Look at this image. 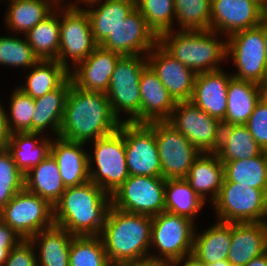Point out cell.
<instances>
[{
  "mask_svg": "<svg viewBox=\"0 0 267 266\" xmlns=\"http://www.w3.org/2000/svg\"><path fill=\"white\" fill-rule=\"evenodd\" d=\"M120 124L106 93L85 91L72 83L58 137L87 144L114 133Z\"/></svg>",
  "mask_w": 267,
  "mask_h": 266,
  "instance_id": "1",
  "label": "cell"
},
{
  "mask_svg": "<svg viewBox=\"0 0 267 266\" xmlns=\"http://www.w3.org/2000/svg\"><path fill=\"white\" fill-rule=\"evenodd\" d=\"M111 206V195L89 180L65 189L54 205V223L74 236L100 235Z\"/></svg>",
  "mask_w": 267,
  "mask_h": 266,
  "instance_id": "2",
  "label": "cell"
},
{
  "mask_svg": "<svg viewBox=\"0 0 267 266\" xmlns=\"http://www.w3.org/2000/svg\"><path fill=\"white\" fill-rule=\"evenodd\" d=\"M152 216L133 214L111 206L100 237L111 262L148 258Z\"/></svg>",
  "mask_w": 267,
  "mask_h": 266,
  "instance_id": "3",
  "label": "cell"
},
{
  "mask_svg": "<svg viewBox=\"0 0 267 266\" xmlns=\"http://www.w3.org/2000/svg\"><path fill=\"white\" fill-rule=\"evenodd\" d=\"M213 30H173L158 37V43L196 74L221 70L227 60V38ZM218 38V39H217Z\"/></svg>",
  "mask_w": 267,
  "mask_h": 266,
  "instance_id": "4",
  "label": "cell"
},
{
  "mask_svg": "<svg viewBox=\"0 0 267 266\" xmlns=\"http://www.w3.org/2000/svg\"><path fill=\"white\" fill-rule=\"evenodd\" d=\"M146 56H121L111 75L106 92L111 110L120 122L141 123L140 77L147 67ZM129 117L121 121V113Z\"/></svg>",
  "mask_w": 267,
  "mask_h": 266,
  "instance_id": "5",
  "label": "cell"
},
{
  "mask_svg": "<svg viewBox=\"0 0 267 266\" xmlns=\"http://www.w3.org/2000/svg\"><path fill=\"white\" fill-rule=\"evenodd\" d=\"M92 143L94 151L92 154L88 153L90 181L112 195L129 177L124 122H121L119 129L114 133L98 138Z\"/></svg>",
  "mask_w": 267,
  "mask_h": 266,
  "instance_id": "6",
  "label": "cell"
},
{
  "mask_svg": "<svg viewBox=\"0 0 267 266\" xmlns=\"http://www.w3.org/2000/svg\"><path fill=\"white\" fill-rule=\"evenodd\" d=\"M65 4H59L60 46L57 62L70 72L99 45L94 40L86 10L82 6ZM69 60L74 66H70Z\"/></svg>",
  "mask_w": 267,
  "mask_h": 266,
  "instance_id": "7",
  "label": "cell"
},
{
  "mask_svg": "<svg viewBox=\"0 0 267 266\" xmlns=\"http://www.w3.org/2000/svg\"><path fill=\"white\" fill-rule=\"evenodd\" d=\"M195 222L187 217L164 211L152 217L150 253L154 261H178L192 254ZM153 246V248H152Z\"/></svg>",
  "mask_w": 267,
  "mask_h": 266,
  "instance_id": "8",
  "label": "cell"
},
{
  "mask_svg": "<svg viewBox=\"0 0 267 266\" xmlns=\"http://www.w3.org/2000/svg\"><path fill=\"white\" fill-rule=\"evenodd\" d=\"M216 219L229 223L267 222V193L235 182H223L211 203Z\"/></svg>",
  "mask_w": 267,
  "mask_h": 266,
  "instance_id": "9",
  "label": "cell"
},
{
  "mask_svg": "<svg viewBox=\"0 0 267 266\" xmlns=\"http://www.w3.org/2000/svg\"><path fill=\"white\" fill-rule=\"evenodd\" d=\"M0 219L23 240L55 225L54 207L25 188L0 210Z\"/></svg>",
  "mask_w": 267,
  "mask_h": 266,
  "instance_id": "10",
  "label": "cell"
},
{
  "mask_svg": "<svg viewBox=\"0 0 267 266\" xmlns=\"http://www.w3.org/2000/svg\"><path fill=\"white\" fill-rule=\"evenodd\" d=\"M266 44L259 26L233 33L227 37V59H233L236 73L232 76L267 88Z\"/></svg>",
  "mask_w": 267,
  "mask_h": 266,
  "instance_id": "11",
  "label": "cell"
},
{
  "mask_svg": "<svg viewBox=\"0 0 267 266\" xmlns=\"http://www.w3.org/2000/svg\"><path fill=\"white\" fill-rule=\"evenodd\" d=\"M162 177L131 176L111 195L112 207L133 214L155 216L165 211Z\"/></svg>",
  "mask_w": 267,
  "mask_h": 266,
  "instance_id": "12",
  "label": "cell"
},
{
  "mask_svg": "<svg viewBox=\"0 0 267 266\" xmlns=\"http://www.w3.org/2000/svg\"><path fill=\"white\" fill-rule=\"evenodd\" d=\"M163 179L185 178L201 152L167 120L154 121Z\"/></svg>",
  "mask_w": 267,
  "mask_h": 266,
  "instance_id": "13",
  "label": "cell"
},
{
  "mask_svg": "<svg viewBox=\"0 0 267 266\" xmlns=\"http://www.w3.org/2000/svg\"><path fill=\"white\" fill-rule=\"evenodd\" d=\"M201 153H215L219 143L222 122L210 117L191 101L176 102L167 120Z\"/></svg>",
  "mask_w": 267,
  "mask_h": 266,
  "instance_id": "14",
  "label": "cell"
},
{
  "mask_svg": "<svg viewBox=\"0 0 267 266\" xmlns=\"http://www.w3.org/2000/svg\"><path fill=\"white\" fill-rule=\"evenodd\" d=\"M124 144L129 175L162 177V167L154 135V121L149 123L124 122Z\"/></svg>",
  "mask_w": 267,
  "mask_h": 266,
  "instance_id": "15",
  "label": "cell"
},
{
  "mask_svg": "<svg viewBox=\"0 0 267 266\" xmlns=\"http://www.w3.org/2000/svg\"><path fill=\"white\" fill-rule=\"evenodd\" d=\"M157 43V35L135 7L99 46L121 56H146Z\"/></svg>",
  "mask_w": 267,
  "mask_h": 266,
  "instance_id": "16",
  "label": "cell"
},
{
  "mask_svg": "<svg viewBox=\"0 0 267 266\" xmlns=\"http://www.w3.org/2000/svg\"><path fill=\"white\" fill-rule=\"evenodd\" d=\"M147 65L159 77L175 102L190 101L196 73L170 55L159 43L146 55Z\"/></svg>",
  "mask_w": 267,
  "mask_h": 266,
  "instance_id": "17",
  "label": "cell"
},
{
  "mask_svg": "<svg viewBox=\"0 0 267 266\" xmlns=\"http://www.w3.org/2000/svg\"><path fill=\"white\" fill-rule=\"evenodd\" d=\"M266 10L257 0H211L210 30L225 34L259 25Z\"/></svg>",
  "mask_w": 267,
  "mask_h": 266,
  "instance_id": "18",
  "label": "cell"
},
{
  "mask_svg": "<svg viewBox=\"0 0 267 266\" xmlns=\"http://www.w3.org/2000/svg\"><path fill=\"white\" fill-rule=\"evenodd\" d=\"M120 54L98 46L84 61L69 72L72 83L85 91L106 93Z\"/></svg>",
  "mask_w": 267,
  "mask_h": 266,
  "instance_id": "19",
  "label": "cell"
},
{
  "mask_svg": "<svg viewBox=\"0 0 267 266\" xmlns=\"http://www.w3.org/2000/svg\"><path fill=\"white\" fill-rule=\"evenodd\" d=\"M232 74L223 69L198 73L195 78L191 102L210 117L224 121L227 110V91Z\"/></svg>",
  "mask_w": 267,
  "mask_h": 266,
  "instance_id": "20",
  "label": "cell"
},
{
  "mask_svg": "<svg viewBox=\"0 0 267 266\" xmlns=\"http://www.w3.org/2000/svg\"><path fill=\"white\" fill-rule=\"evenodd\" d=\"M85 143L54 137L50 154L55 159L66 188L82 185L90 180L88 153Z\"/></svg>",
  "mask_w": 267,
  "mask_h": 266,
  "instance_id": "21",
  "label": "cell"
},
{
  "mask_svg": "<svg viewBox=\"0 0 267 266\" xmlns=\"http://www.w3.org/2000/svg\"><path fill=\"white\" fill-rule=\"evenodd\" d=\"M267 250V222L231 223V266H245Z\"/></svg>",
  "mask_w": 267,
  "mask_h": 266,
  "instance_id": "22",
  "label": "cell"
},
{
  "mask_svg": "<svg viewBox=\"0 0 267 266\" xmlns=\"http://www.w3.org/2000/svg\"><path fill=\"white\" fill-rule=\"evenodd\" d=\"M139 88L141 123L168 120L176 102L149 66L142 71Z\"/></svg>",
  "mask_w": 267,
  "mask_h": 266,
  "instance_id": "23",
  "label": "cell"
},
{
  "mask_svg": "<svg viewBox=\"0 0 267 266\" xmlns=\"http://www.w3.org/2000/svg\"><path fill=\"white\" fill-rule=\"evenodd\" d=\"M267 92V88L248 80L232 77L227 91V110L223 125H245L256 103Z\"/></svg>",
  "mask_w": 267,
  "mask_h": 266,
  "instance_id": "24",
  "label": "cell"
},
{
  "mask_svg": "<svg viewBox=\"0 0 267 266\" xmlns=\"http://www.w3.org/2000/svg\"><path fill=\"white\" fill-rule=\"evenodd\" d=\"M86 6L94 40L100 45L125 20L136 3L133 0H98Z\"/></svg>",
  "mask_w": 267,
  "mask_h": 266,
  "instance_id": "25",
  "label": "cell"
},
{
  "mask_svg": "<svg viewBox=\"0 0 267 266\" xmlns=\"http://www.w3.org/2000/svg\"><path fill=\"white\" fill-rule=\"evenodd\" d=\"M185 179L204 202L211 193L209 196L211 199L208 200H211L212 203L216 199L224 180L223 163L216 153H201L192 164Z\"/></svg>",
  "mask_w": 267,
  "mask_h": 266,
  "instance_id": "26",
  "label": "cell"
},
{
  "mask_svg": "<svg viewBox=\"0 0 267 266\" xmlns=\"http://www.w3.org/2000/svg\"><path fill=\"white\" fill-rule=\"evenodd\" d=\"M8 8L4 20L7 29L13 35L26 34L38 23L48 17L61 0H8Z\"/></svg>",
  "mask_w": 267,
  "mask_h": 266,
  "instance_id": "27",
  "label": "cell"
},
{
  "mask_svg": "<svg viewBox=\"0 0 267 266\" xmlns=\"http://www.w3.org/2000/svg\"><path fill=\"white\" fill-rule=\"evenodd\" d=\"M71 84L72 80L69 77L56 90L35 99L32 132L43 134L50 129L52 134L58 137Z\"/></svg>",
  "mask_w": 267,
  "mask_h": 266,
  "instance_id": "28",
  "label": "cell"
},
{
  "mask_svg": "<svg viewBox=\"0 0 267 266\" xmlns=\"http://www.w3.org/2000/svg\"><path fill=\"white\" fill-rule=\"evenodd\" d=\"M52 139L41 133L16 132L10 134L6 149L25 175L50 154Z\"/></svg>",
  "mask_w": 267,
  "mask_h": 266,
  "instance_id": "29",
  "label": "cell"
},
{
  "mask_svg": "<svg viewBox=\"0 0 267 266\" xmlns=\"http://www.w3.org/2000/svg\"><path fill=\"white\" fill-rule=\"evenodd\" d=\"M74 235L59 226H52L29 240L39 249L37 266H69V252Z\"/></svg>",
  "mask_w": 267,
  "mask_h": 266,
  "instance_id": "30",
  "label": "cell"
},
{
  "mask_svg": "<svg viewBox=\"0 0 267 266\" xmlns=\"http://www.w3.org/2000/svg\"><path fill=\"white\" fill-rule=\"evenodd\" d=\"M24 188L53 207L65 191L59 167L51 154L24 175Z\"/></svg>",
  "mask_w": 267,
  "mask_h": 266,
  "instance_id": "31",
  "label": "cell"
},
{
  "mask_svg": "<svg viewBox=\"0 0 267 266\" xmlns=\"http://www.w3.org/2000/svg\"><path fill=\"white\" fill-rule=\"evenodd\" d=\"M194 233L192 255L205 264L228 258L231 245V223L216 220L203 232Z\"/></svg>",
  "mask_w": 267,
  "mask_h": 266,
  "instance_id": "32",
  "label": "cell"
},
{
  "mask_svg": "<svg viewBox=\"0 0 267 266\" xmlns=\"http://www.w3.org/2000/svg\"><path fill=\"white\" fill-rule=\"evenodd\" d=\"M263 149L245 125H223L216 154L220 161H235L259 156Z\"/></svg>",
  "mask_w": 267,
  "mask_h": 266,
  "instance_id": "33",
  "label": "cell"
},
{
  "mask_svg": "<svg viewBox=\"0 0 267 266\" xmlns=\"http://www.w3.org/2000/svg\"><path fill=\"white\" fill-rule=\"evenodd\" d=\"M30 69L18 88L34 99L56 90L69 78V72L57 60H39Z\"/></svg>",
  "mask_w": 267,
  "mask_h": 266,
  "instance_id": "34",
  "label": "cell"
},
{
  "mask_svg": "<svg viewBox=\"0 0 267 266\" xmlns=\"http://www.w3.org/2000/svg\"><path fill=\"white\" fill-rule=\"evenodd\" d=\"M221 162L224 167L223 182H235L267 193V151L250 159Z\"/></svg>",
  "mask_w": 267,
  "mask_h": 266,
  "instance_id": "35",
  "label": "cell"
},
{
  "mask_svg": "<svg viewBox=\"0 0 267 266\" xmlns=\"http://www.w3.org/2000/svg\"><path fill=\"white\" fill-rule=\"evenodd\" d=\"M24 37L39 60H57L60 46L59 5Z\"/></svg>",
  "mask_w": 267,
  "mask_h": 266,
  "instance_id": "36",
  "label": "cell"
},
{
  "mask_svg": "<svg viewBox=\"0 0 267 266\" xmlns=\"http://www.w3.org/2000/svg\"><path fill=\"white\" fill-rule=\"evenodd\" d=\"M206 204L185 178L166 179L165 211L187 217L196 222V215Z\"/></svg>",
  "mask_w": 267,
  "mask_h": 266,
  "instance_id": "37",
  "label": "cell"
},
{
  "mask_svg": "<svg viewBox=\"0 0 267 266\" xmlns=\"http://www.w3.org/2000/svg\"><path fill=\"white\" fill-rule=\"evenodd\" d=\"M110 261L100 235L73 236L69 266H109Z\"/></svg>",
  "mask_w": 267,
  "mask_h": 266,
  "instance_id": "38",
  "label": "cell"
},
{
  "mask_svg": "<svg viewBox=\"0 0 267 266\" xmlns=\"http://www.w3.org/2000/svg\"><path fill=\"white\" fill-rule=\"evenodd\" d=\"M174 7L178 30L210 29L211 0H174Z\"/></svg>",
  "mask_w": 267,
  "mask_h": 266,
  "instance_id": "39",
  "label": "cell"
},
{
  "mask_svg": "<svg viewBox=\"0 0 267 266\" xmlns=\"http://www.w3.org/2000/svg\"><path fill=\"white\" fill-rule=\"evenodd\" d=\"M136 8L157 37L165 32L175 30L173 28L175 20L174 0H138Z\"/></svg>",
  "mask_w": 267,
  "mask_h": 266,
  "instance_id": "40",
  "label": "cell"
},
{
  "mask_svg": "<svg viewBox=\"0 0 267 266\" xmlns=\"http://www.w3.org/2000/svg\"><path fill=\"white\" fill-rule=\"evenodd\" d=\"M9 112L6 109V123L9 133L32 132V118L35 111V99L18 87L9 97ZM8 112V113H7Z\"/></svg>",
  "mask_w": 267,
  "mask_h": 266,
  "instance_id": "41",
  "label": "cell"
},
{
  "mask_svg": "<svg viewBox=\"0 0 267 266\" xmlns=\"http://www.w3.org/2000/svg\"><path fill=\"white\" fill-rule=\"evenodd\" d=\"M38 61L25 37L0 35V65L29 70Z\"/></svg>",
  "mask_w": 267,
  "mask_h": 266,
  "instance_id": "42",
  "label": "cell"
},
{
  "mask_svg": "<svg viewBox=\"0 0 267 266\" xmlns=\"http://www.w3.org/2000/svg\"><path fill=\"white\" fill-rule=\"evenodd\" d=\"M24 174L7 149L0 151V210L24 189Z\"/></svg>",
  "mask_w": 267,
  "mask_h": 266,
  "instance_id": "43",
  "label": "cell"
},
{
  "mask_svg": "<svg viewBox=\"0 0 267 266\" xmlns=\"http://www.w3.org/2000/svg\"><path fill=\"white\" fill-rule=\"evenodd\" d=\"M245 126L263 151H267V92L256 103Z\"/></svg>",
  "mask_w": 267,
  "mask_h": 266,
  "instance_id": "44",
  "label": "cell"
},
{
  "mask_svg": "<svg viewBox=\"0 0 267 266\" xmlns=\"http://www.w3.org/2000/svg\"><path fill=\"white\" fill-rule=\"evenodd\" d=\"M30 240H22L7 256L3 266H37V252Z\"/></svg>",
  "mask_w": 267,
  "mask_h": 266,
  "instance_id": "45",
  "label": "cell"
},
{
  "mask_svg": "<svg viewBox=\"0 0 267 266\" xmlns=\"http://www.w3.org/2000/svg\"><path fill=\"white\" fill-rule=\"evenodd\" d=\"M23 239L0 219V248H14Z\"/></svg>",
  "mask_w": 267,
  "mask_h": 266,
  "instance_id": "46",
  "label": "cell"
},
{
  "mask_svg": "<svg viewBox=\"0 0 267 266\" xmlns=\"http://www.w3.org/2000/svg\"><path fill=\"white\" fill-rule=\"evenodd\" d=\"M0 101V151L6 149L7 143L10 139V133L6 123V110L4 106H2Z\"/></svg>",
  "mask_w": 267,
  "mask_h": 266,
  "instance_id": "47",
  "label": "cell"
},
{
  "mask_svg": "<svg viewBox=\"0 0 267 266\" xmlns=\"http://www.w3.org/2000/svg\"><path fill=\"white\" fill-rule=\"evenodd\" d=\"M109 266H152V259L142 258L138 260H122L111 262Z\"/></svg>",
  "mask_w": 267,
  "mask_h": 266,
  "instance_id": "48",
  "label": "cell"
},
{
  "mask_svg": "<svg viewBox=\"0 0 267 266\" xmlns=\"http://www.w3.org/2000/svg\"><path fill=\"white\" fill-rule=\"evenodd\" d=\"M178 262H179V266H207V264L199 261L192 254L185 256L183 259L178 260ZM183 262H184V264H183Z\"/></svg>",
  "mask_w": 267,
  "mask_h": 266,
  "instance_id": "49",
  "label": "cell"
},
{
  "mask_svg": "<svg viewBox=\"0 0 267 266\" xmlns=\"http://www.w3.org/2000/svg\"><path fill=\"white\" fill-rule=\"evenodd\" d=\"M258 26L262 30V35H263V38H264V43L266 44L265 56H266V62H267V11L262 15Z\"/></svg>",
  "mask_w": 267,
  "mask_h": 266,
  "instance_id": "50",
  "label": "cell"
},
{
  "mask_svg": "<svg viewBox=\"0 0 267 266\" xmlns=\"http://www.w3.org/2000/svg\"><path fill=\"white\" fill-rule=\"evenodd\" d=\"M245 266H267V251L249 261Z\"/></svg>",
  "mask_w": 267,
  "mask_h": 266,
  "instance_id": "51",
  "label": "cell"
},
{
  "mask_svg": "<svg viewBox=\"0 0 267 266\" xmlns=\"http://www.w3.org/2000/svg\"><path fill=\"white\" fill-rule=\"evenodd\" d=\"M152 266H179L178 261H154L152 260Z\"/></svg>",
  "mask_w": 267,
  "mask_h": 266,
  "instance_id": "52",
  "label": "cell"
},
{
  "mask_svg": "<svg viewBox=\"0 0 267 266\" xmlns=\"http://www.w3.org/2000/svg\"><path fill=\"white\" fill-rule=\"evenodd\" d=\"M13 248H0V266H3L6 259H7V256H8V253L12 250Z\"/></svg>",
  "mask_w": 267,
  "mask_h": 266,
  "instance_id": "53",
  "label": "cell"
},
{
  "mask_svg": "<svg viewBox=\"0 0 267 266\" xmlns=\"http://www.w3.org/2000/svg\"><path fill=\"white\" fill-rule=\"evenodd\" d=\"M75 1H76V3H75ZM75 1H73V2L70 1V2H66V3L71 5V6L80 7L79 5L82 3L87 5V4L93 3V2L98 1V0H75ZM78 1H79V3H78ZM61 2L64 3L65 0H61Z\"/></svg>",
  "mask_w": 267,
  "mask_h": 266,
  "instance_id": "54",
  "label": "cell"
},
{
  "mask_svg": "<svg viewBox=\"0 0 267 266\" xmlns=\"http://www.w3.org/2000/svg\"><path fill=\"white\" fill-rule=\"evenodd\" d=\"M207 266H231V264L227 259H224L215 263L207 264Z\"/></svg>",
  "mask_w": 267,
  "mask_h": 266,
  "instance_id": "55",
  "label": "cell"
},
{
  "mask_svg": "<svg viewBox=\"0 0 267 266\" xmlns=\"http://www.w3.org/2000/svg\"><path fill=\"white\" fill-rule=\"evenodd\" d=\"M262 7L267 11V0H257Z\"/></svg>",
  "mask_w": 267,
  "mask_h": 266,
  "instance_id": "56",
  "label": "cell"
}]
</instances>
